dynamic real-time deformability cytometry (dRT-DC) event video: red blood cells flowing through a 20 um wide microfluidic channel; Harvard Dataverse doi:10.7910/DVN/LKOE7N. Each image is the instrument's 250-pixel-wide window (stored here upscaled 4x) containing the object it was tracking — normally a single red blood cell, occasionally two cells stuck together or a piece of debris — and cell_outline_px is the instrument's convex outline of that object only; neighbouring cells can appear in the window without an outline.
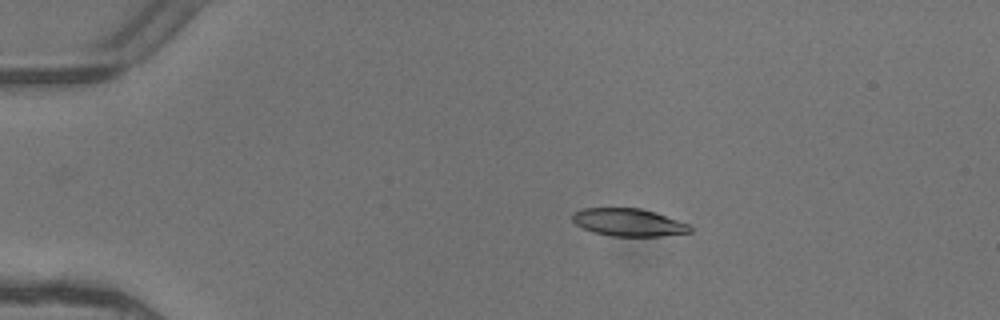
{"species": "common noctule bat (a hibernating species)", "species_latin": "Nyctalus noctula", "temperature_condition": "warm", "stored_images_in_passage": 5, "camera_frame_rate_fps": 3000, "um_per_image_px": 0.085, "animal": {"sex": "female"}, "frame": {"image": 1, "passage_image": 3, "time_ms": 0.667, "image_size_px": [1000, 320], "cell_outline_px": [[692, 232], [660, 236], [612, 236], [592, 232], [580, 228], [572, 220], [572, 212], [580, 208], [640, 208], [656, 212], [692, 224]], "centroid_in_image_um": [53.43, 18.89], "position_along_channel_um": 31.6, "area_um2": 19.36}}
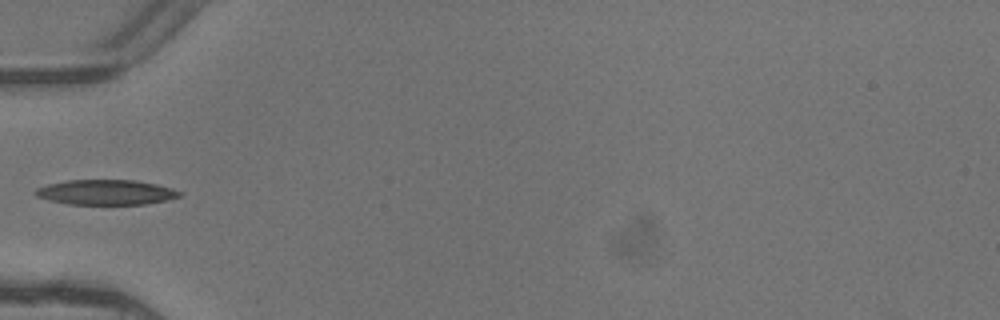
{"frame": {"image": 2, "passage_image": 5, "time_ms": 1.333, "image_size_px": [1000, 320], "cell_outline_px": [[180, 196], [168, 200], [144, 204], [68, 204], [48, 200], [36, 196], [32, 192], [36, 188], [48, 184], [68, 180], [136, 180], [156, 184], [172, 188], [180, 192]], "centroid_in_image_um": [8.97, 16.34], "position_along_channel_um": 76.0, "area_um2": 21.04}}